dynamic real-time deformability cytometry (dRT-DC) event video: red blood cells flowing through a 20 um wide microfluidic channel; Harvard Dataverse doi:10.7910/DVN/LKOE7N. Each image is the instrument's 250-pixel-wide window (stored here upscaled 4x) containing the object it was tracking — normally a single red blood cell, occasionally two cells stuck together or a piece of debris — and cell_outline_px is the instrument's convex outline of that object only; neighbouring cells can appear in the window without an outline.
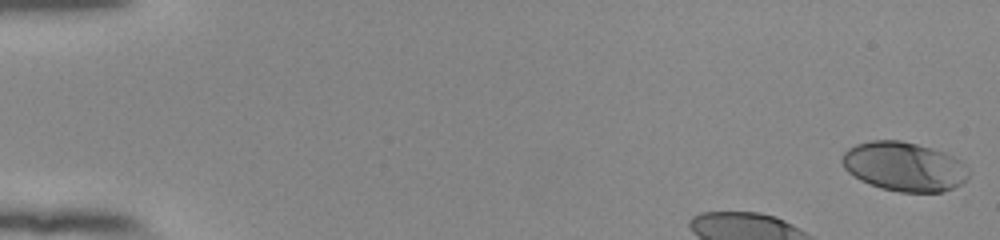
{"species": "human", "species_latin": "Homo sapiens", "temperature_condition": "room temperature", "stored_images_in_passage": 42, "camera_frame_rate_fps": 3000, "um_per_image_px": 0.085, "donor": {"sex": "female"}, "frame": {"image": 1, "passage_image": 1, "time_ms": 0.0, "image_size_px": [1000, 240], "cell_outline_px": [[968, 180], [952, 188], [940, 192], [900, 192], [880, 188], [868, 184], [860, 180], [848, 172], [844, 168], [840, 160], [844, 152], [848, 148], [856, 144], [872, 140], [900, 140], [932, 148], [944, 152], [960, 160], [968, 168]], "centroid_in_image_um": [76.83, 14.16], "position_along_channel_um": 8.2, "area_um2": 36.41}}
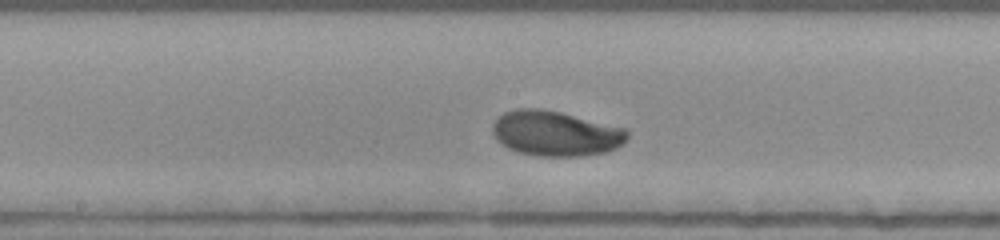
{"frame": {"image": 2, "passage_image": 24, "time_ms": 7.667, "image_size_px": [1000, 240], "cell_outline_px": [[628, 140], [624, 144], [616, 148], [604, 152], [580, 156], [540, 156], [516, 152], [508, 148], [496, 140], [492, 132], [492, 124], [504, 112], [516, 108], [540, 108], [560, 112], [628, 128]], "centroid_in_image_um": [47.24, 11.34], "position_along_channel_um": 201.0, "area_um2": 35.78}}
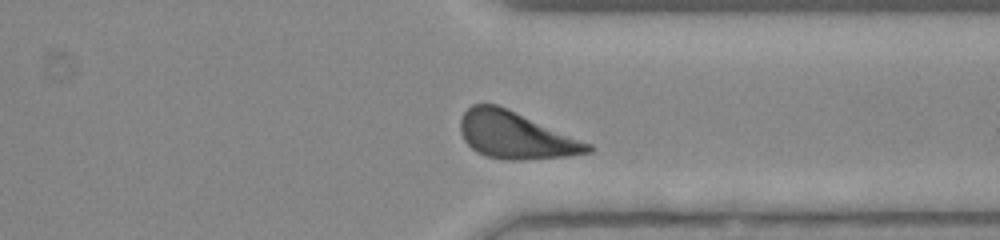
{"frame": {"image": 3, "passage_image": 37, "time_ms": 12.0, "image_size_px": [1000, 240], "cell_outline_px": [[596, 148], [592, 152], [568, 156], [520, 160], [508, 160], [488, 156], [476, 152], [464, 140], [460, 132], [460, 120], [464, 112], [472, 104], [496, 104], [508, 108], [592, 144]], "centroid_in_image_um": [43.85, 11.49], "position_along_channel_um": 367.6, "area_um2": 34.97}}